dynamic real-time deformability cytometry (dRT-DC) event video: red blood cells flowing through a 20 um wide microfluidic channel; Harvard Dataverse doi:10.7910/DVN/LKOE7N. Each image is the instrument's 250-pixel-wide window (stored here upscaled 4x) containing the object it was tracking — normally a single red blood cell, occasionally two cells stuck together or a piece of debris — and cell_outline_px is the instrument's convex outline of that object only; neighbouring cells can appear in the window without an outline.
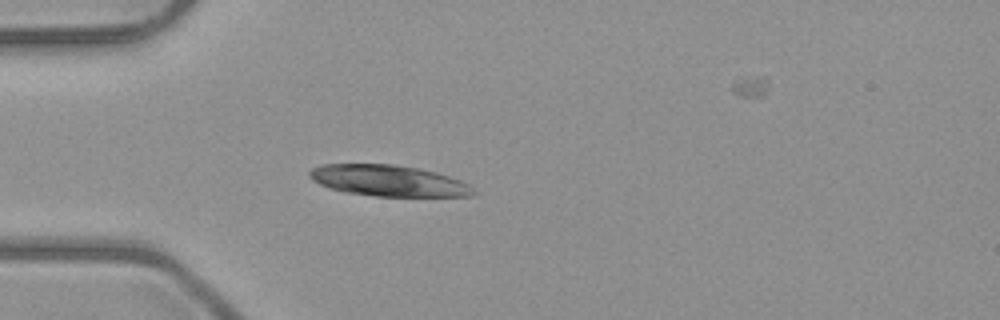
{"species": "common noctule bat (a hibernating species)", "species_latin": "Nyctalus noctula", "temperature_condition": "room temperature", "stored_images_in_passage": 3, "camera_frame_rate_fps": 3000, "um_per_image_px": 0.085, "animal": {"sex": "male", "body_mass_g": 23.1, "forearm_length_mm": 52.7}, "frame": {"image": 1, "passage_image": 2, "time_ms": 2.0, "image_size_px": [1000, 320], "cell_outline_px": [[476, 196], [376, 196], [344, 192], [320, 184], [312, 180], [308, 176], [308, 172], [312, 168], [320, 164], [392, 164], [416, 168], [436, 172], [460, 180], [468, 184], [476, 192]], "centroid_in_image_um": [33.0, 15.36], "position_along_channel_um": 52.0, "area_um2": 29.65}}